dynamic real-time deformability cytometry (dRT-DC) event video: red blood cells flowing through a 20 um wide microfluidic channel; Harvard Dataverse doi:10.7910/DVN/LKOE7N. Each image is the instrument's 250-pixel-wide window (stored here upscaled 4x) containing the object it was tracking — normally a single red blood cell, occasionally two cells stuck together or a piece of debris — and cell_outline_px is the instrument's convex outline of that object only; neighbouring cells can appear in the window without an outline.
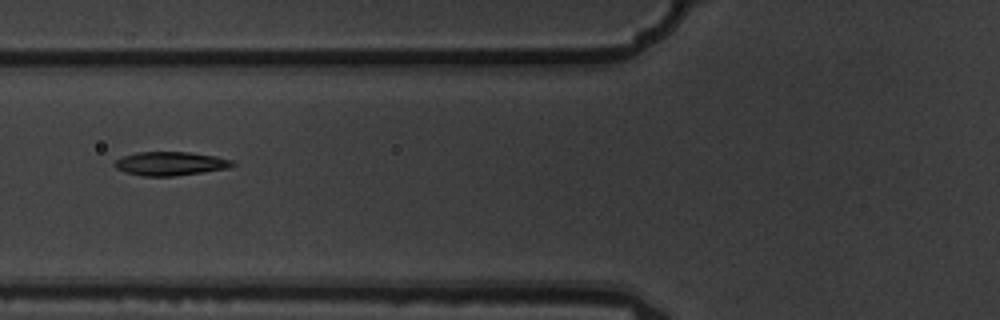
{"species": "common noctule bat (a hibernating species)", "species_latin": "Nyctalus noctula", "temperature_condition": "warm", "stored_images_in_passage": 10, "camera_frame_rate_fps": 3000, "um_per_image_px": 0.085, "animal": {"sex": "male", "body_mass_g": 19.5, "forearm_length_mm": 54.6}, "frame": {"image": 1, "passage_image": 7, "time_ms": 2.0, "image_size_px": [1000, 320], "cell_outline_px": [[236, 164], [228, 168], [204, 172], [176, 176], [144, 176], [124, 172], [116, 168], [112, 164], [116, 160], [124, 156], [136, 152], [192, 152], [216, 156], [232, 160]], "centroid_in_image_um": [14.49, 13.9], "position_along_channel_um": 111.3, "area_um2": 16.42}}
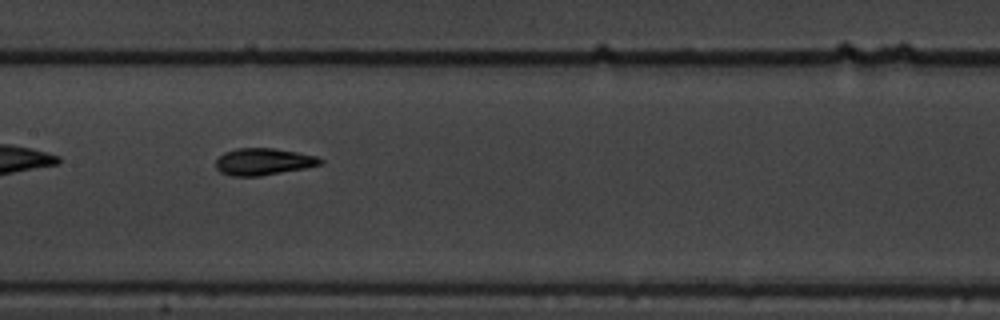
{"frame": {"image": 2, "passage_image": 9, "time_ms": 2.667, "image_size_px": [1000, 320], "cell_outline_px": [[324, 164], [308, 168], [260, 176], [232, 176], [220, 172], [216, 168], [216, 160], [224, 152], [236, 148], [272, 148], [296, 152], [316, 156], [324, 160]], "centroid_in_image_um": [22.42, 13.75], "position_along_channel_um": 185.0, "area_um2": 16.53}}
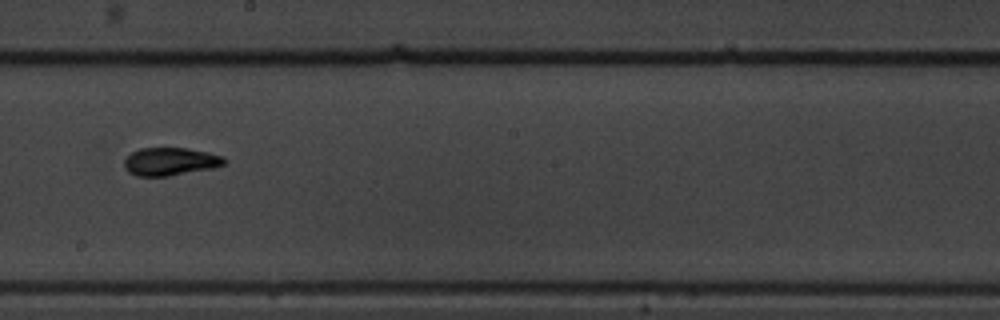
{"frame": {"image": 3, "passage_image": 10, "time_ms": 3.0, "image_size_px": [1000, 320], "cell_outline_px": [[228, 160], [224, 164], [212, 168], [168, 176], [136, 176], [128, 172], [124, 168], [124, 160], [132, 152], [140, 148], [188, 148], [208, 152], [224, 156]], "centroid_in_image_um": [14.48, 13.73], "position_along_channel_um": 233.7, "area_um2": 16.36}}